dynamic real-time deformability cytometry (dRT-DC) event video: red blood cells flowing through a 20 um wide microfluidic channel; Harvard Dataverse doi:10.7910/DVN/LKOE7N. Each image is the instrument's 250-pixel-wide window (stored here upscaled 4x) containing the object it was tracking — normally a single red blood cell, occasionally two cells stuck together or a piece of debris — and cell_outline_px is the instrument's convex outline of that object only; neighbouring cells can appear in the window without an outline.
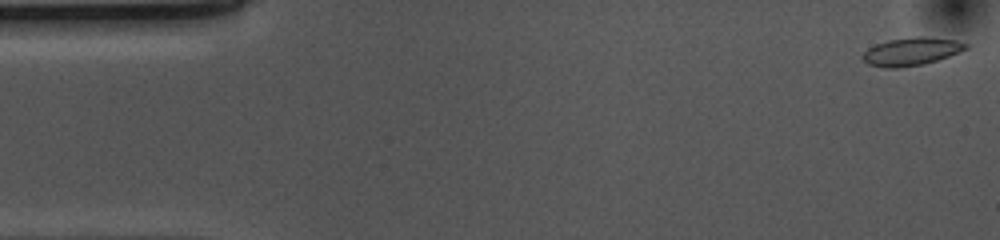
{"species": "common noctule bat (a hibernating species)", "species_latin": "Nyctalus noctula", "temperature_condition": "cold", "stored_images_in_passage": 53, "camera_frame_rate_fps": 3000, "um_per_image_px": 0.085, "animal": {"sex": "female", "body_mass_g": 10.0, "forearm_length_mm": 53.1}, "frame": {"image": 1, "passage_image": 1, "time_ms": 0.0, "image_size_px": [1000, 240], "cell_outline_px": [[968, 48], [960, 52], [924, 64], [896, 68], [884, 68], [868, 64], [860, 56], [868, 48], [876, 44], [888, 40], [916, 36], [932, 36], [956, 40], [968, 44]], "centroid_in_image_um": [77.47, 4.36], "position_along_channel_um": 7.5, "area_um2": 16.94}}
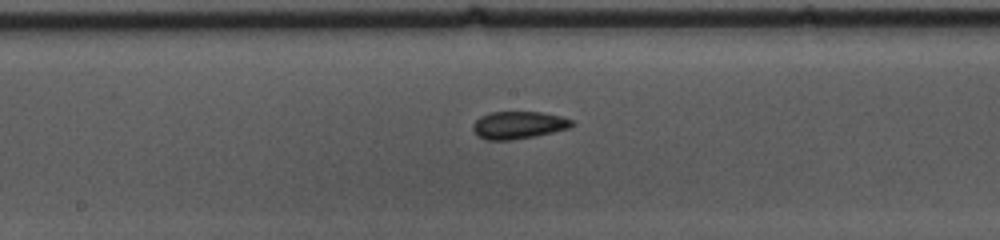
{"frame": {"image": 2, "passage_image": 26, "time_ms": 8.333, "image_size_px": [1000, 240], "cell_outline_px": [[576, 124], [572, 128], [536, 136], [512, 140], [488, 140], [480, 136], [472, 128], [472, 124], [480, 116], [492, 112], [540, 112], [560, 116], [572, 120]], "centroid_in_image_um": [44.12, 10.63], "position_along_channel_um": 204.1, "area_um2": 15.9}}
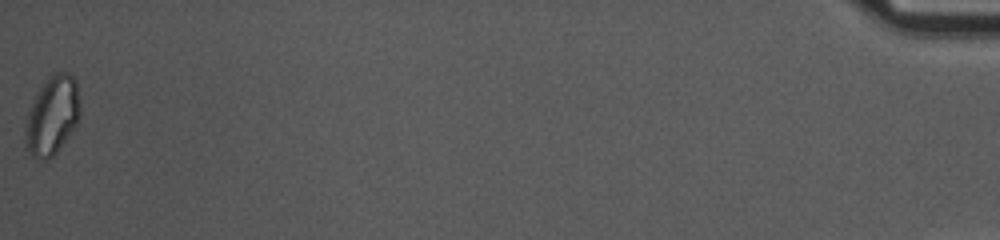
{"frame": {"image": 3, "passage_image": 53, "time_ms": 17.333, "image_size_px": [1000, 240], "cell_outline_px": [[80, 112], [76, 124], [56, 152], [52, 156], [44, 160], [40, 160], [32, 156], [24, 140], [24, 124], [28, 112], [40, 88], [48, 76], [52, 72], [68, 72], [76, 80], [80, 100]], "centroid_in_image_um": [4.43, 9.79], "position_along_channel_um": 430.8, "area_um2": 24.97}, "authors_computed_cell_mechanics": {"area_um2": 16.2996, "velocity_mm_per_s": 3.6895, "shape_relaxation_time_tau1_ms": 8.6085, "shape_relaxation_time_tau2_ms": 2.3284, "deformation_change_tau1": 0.1326, "deformation_change_tau2": 0.0805}}